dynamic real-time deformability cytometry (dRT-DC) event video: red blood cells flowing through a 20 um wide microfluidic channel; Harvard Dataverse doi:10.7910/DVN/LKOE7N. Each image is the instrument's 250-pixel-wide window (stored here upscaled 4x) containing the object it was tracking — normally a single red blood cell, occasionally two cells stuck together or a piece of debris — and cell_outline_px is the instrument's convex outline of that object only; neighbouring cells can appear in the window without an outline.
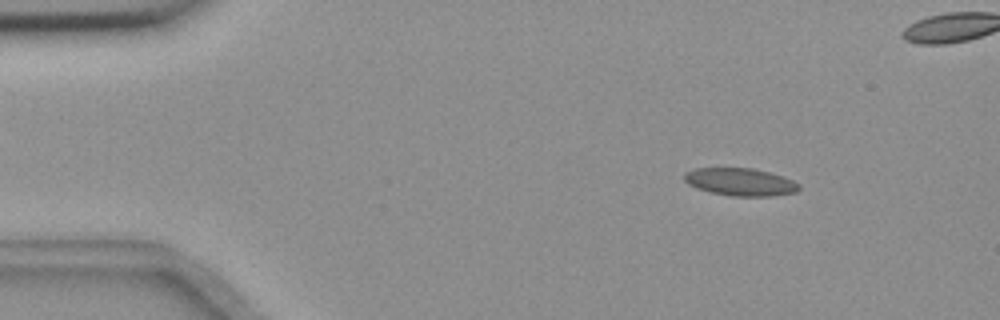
{"species": "common noctule bat (a hibernating species)", "species_latin": "Nyctalus noctula", "temperature_condition": "room temperature", "stored_images_in_passage": 56, "camera_frame_rate_fps": 3000, "um_per_image_px": 0.085, "animal": {"sex": "female", "body_mass_g": 18.4}, "frame": {"image": 1, "passage_image": 7, "time_ms": 2.0, "image_size_px": [1000, 320], "cell_outline_px": [[800, 188], [796, 192], [772, 196], [732, 196], [712, 192], [696, 188], [688, 184], [684, 180], [684, 172], [692, 168], [752, 168], [768, 172], [792, 180], [800, 184]], "centroid_in_image_um": [62.9, 15.46], "position_along_channel_um": 22.1, "area_um2": 18.44}}
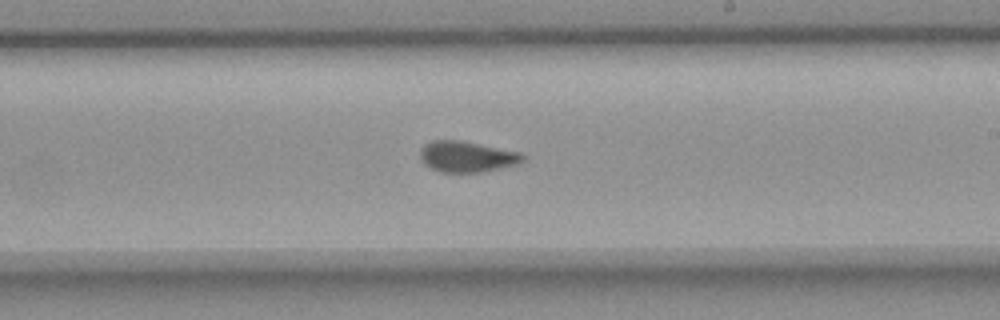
{"frame": {"image": 2, "passage_image": 32, "time_ms": 10.333, "image_size_px": [1000, 320], "cell_outline_px": [[524, 160], [516, 164], [500, 168], [480, 172], [440, 172], [424, 164], [420, 160], [420, 148], [424, 144], [432, 140], [460, 140], [520, 152], [524, 156]], "centroid_in_image_um": [39.64, 13.31], "position_along_channel_um": 249.4, "area_um2": 18.44}}
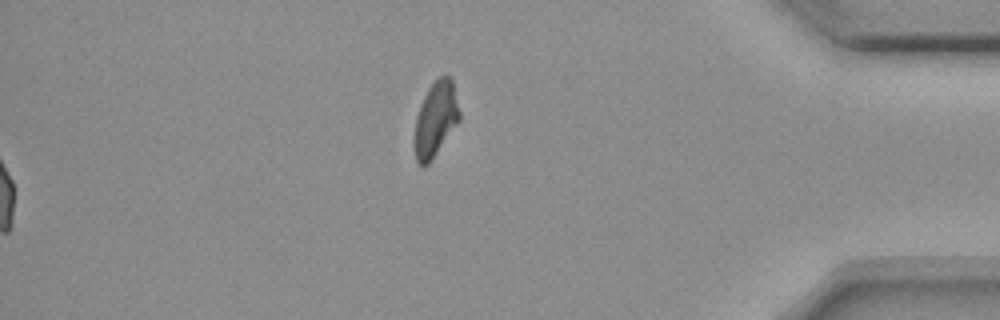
{"frame": {"image": 3, "passage_image": 56, "time_ms": 18.333, "image_size_px": [1000, 320], "cell_outline_px": [[460, 120], [428, 164], [420, 164], [416, 160], [416, 116], [420, 104], [428, 88], [444, 72], [452, 80], [460, 112]], "centroid_in_image_um": [37.06, 10.06], "position_along_channel_um": 398.1, "area_um2": 19.07}, "authors_computed_cell_mechanics": {"area_um2": 18.4093, "velocity_mm_per_s": 3.6668, "shape_relaxation_time_tau1_ms": null, "shape_relaxation_time_tau2_ms": 1.4136, "deformation_change_tau1": null, "deformation_change_tau2": 0.0505}}